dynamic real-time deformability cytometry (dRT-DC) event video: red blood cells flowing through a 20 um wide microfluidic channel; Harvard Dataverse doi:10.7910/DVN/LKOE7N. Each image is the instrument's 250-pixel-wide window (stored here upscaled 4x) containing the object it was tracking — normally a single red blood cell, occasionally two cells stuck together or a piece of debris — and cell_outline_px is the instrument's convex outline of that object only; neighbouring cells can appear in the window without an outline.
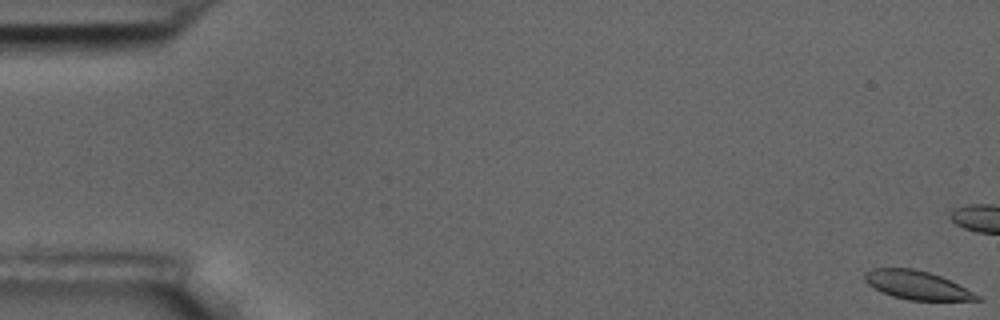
{"species": "common noctule bat (a hibernating species)", "species_latin": "Nyctalus noctula", "temperature_condition": "room temperature", "stored_images_in_passage": 6, "camera_frame_rate_fps": 3000, "um_per_image_px": 0.085, "animal": {"sex": "male", "body_mass_g": 17.5, "forearm_length_mm": 52.3}, "frame": {"image": 1, "passage_image": 1, "time_ms": 0.0, "image_size_px": [1000, 320], "cell_outline_px": [[980, 300], [908, 300], [892, 296], [880, 292], [868, 284], [864, 280], [864, 272], [872, 268], [912, 268], [928, 272], [940, 276], [980, 296]], "centroid_in_image_um": [77.85, 24.23], "position_along_channel_um": 7.1, "area_um2": 18.44}}